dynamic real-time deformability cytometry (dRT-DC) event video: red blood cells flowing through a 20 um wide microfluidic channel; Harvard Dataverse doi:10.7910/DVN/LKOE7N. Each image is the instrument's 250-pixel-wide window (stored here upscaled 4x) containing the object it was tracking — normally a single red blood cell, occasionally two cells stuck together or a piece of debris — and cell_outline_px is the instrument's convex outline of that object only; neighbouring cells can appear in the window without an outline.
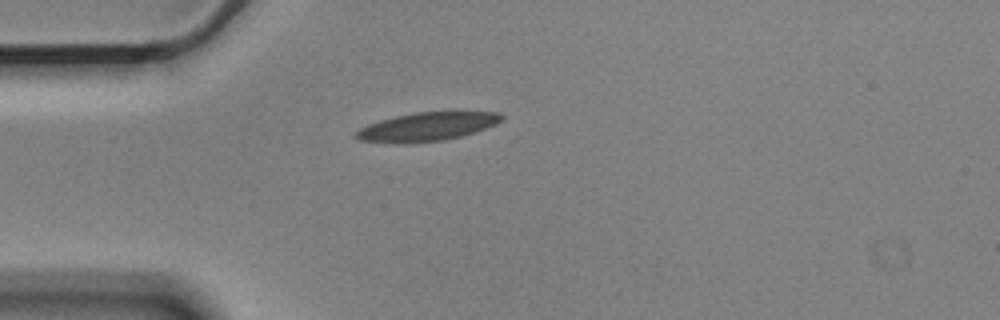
{"species": "Egyptian fruit bat (a non-hibernating species)", "species_latin": "Rousettus aegyptiacus", "temperature_condition": "cold", "stored_images_in_passage": 1, "camera_frame_rate_fps": 3000, "um_per_image_px": 0.085, "animal": {"sex": "male"}, "frame": {"image": 1, "passage_image": 1, "time_ms": 0.0, "image_size_px": [1000, 320], "cell_outline_px": [[504, 120], [496, 124], [460, 136], [440, 140], [404, 144], [400, 144], [360, 140], [356, 136], [356, 132], [360, 128], [368, 124], [380, 120], [396, 116], [416, 112], [500, 112], [504, 116]], "centroid_in_image_um": [36.29, 10.76], "position_along_channel_um": 48.7, "area_um2": 23.93}}